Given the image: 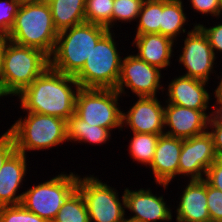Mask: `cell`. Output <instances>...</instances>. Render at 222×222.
<instances>
[{"label": "cell", "mask_w": 222, "mask_h": 222, "mask_svg": "<svg viewBox=\"0 0 222 222\" xmlns=\"http://www.w3.org/2000/svg\"><path fill=\"white\" fill-rule=\"evenodd\" d=\"M123 222H143V221L136 220V219L129 218V217H126V216H125V219H124Z\"/></svg>", "instance_id": "obj_40"}, {"label": "cell", "mask_w": 222, "mask_h": 222, "mask_svg": "<svg viewBox=\"0 0 222 222\" xmlns=\"http://www.w3.org/2000/svg\"><path fill=\"white\" fill-rule=\"evenodd\" d=\"M197 24V22L194 23L191 31L184 39H181L184 44L180 47L182 49L177 60L184 67L185 71L182 75L209 82L210 75L216 72L214 67L217 64L215 63L217 58L214 56L207 37Z\"/></svg>", "instance_id": "obj_11"}, {"label": "cell", "mask_w": 222, "mask_h": 222, "mask_svg": "<svg viewBox=\"0 0 222 222\" xmlns=\"http://www.w3.org/2000/svg\"><path fill=\"white\" fill-rule=\"evenodd\" d=\"M52 222H90L86 203L77 188L64 201Z\"/></svg>", "instance_id": "obj_26"}, {"label": "cell", "mask_w": 222, "mask_h": 222, "mask_svg": "<svg viewBox=\"0 0 222 222\" xmlns=\"http://www.w3.org/2000/svg\"><path fill=\"white\" fill-rule=\"evenodd\" d=\"M145 0H114L112 12V31L120 23H129L137 21L138 14Z\"/></svg>", "instance_id": "obj_28"}, {"label": "cell", "mask_w": 222, "mask_h": 222, "mask_svg": "<svg viewBox=\"0 0 222 222\" xmlns=\"http://www.w3.org/2000/svg\"><path fill=\"white\" fill-rule=\"evenodd\" d=\"M16 150L15 142L8 131L0 135V168L8 157Z\"/></svg>", "instance_id": "obj_35"}, {"label": "cell", "mask_w": 222, "mask_h": 222, "mask_svg": "<svg viewBox=\"0 0 222 222\" xmlns=\"http://www.w3.org/2000/svg\"><path fill=\"white\" fill-rule=\"evenodd\" d=\"M109 30L98 24L83 22L58 33L49 67L53 70L76 76L89 58L97 42Z\"/></svg>", "instance_id": "obj_2"}, {"label": "cell", "mask_w": 222, "mask_h": 222, "mask_svg": "<svg viewBox=\"0 0 222 222\" xmlns=\"http://www.w3.org/2000/svg\"><path fill=\"white\" fill-rule=\"evenodd\" d=\"M122 96L115 89L80 88L75 114L90 125L122 130ZM120 106V107H119Z\"/></svg>", "instance_id": "obj_9"}, {"label": "cell", "mask_w": 222, "mask_h": 222, "mask_svg": "<svg viewBox=\"0 0 222 222\" xmlns=\"http://www.w3.org/2000/svg\"><path fill=\"white\" fill-rule=\"evenodd\" d=\"M208 84L207 81L184 75L173 77L167 88H164L165 96L168 98L163 101L185 108L208 110L212 99V95L206 88Z\"/></svg>", "instance_id": "obj_16"}, {"label": "cell", "mask_w": 222, "mask_h": 222, "mask_svg": "<svg viewBox=\"0 0 222 222\" xmlns=\"http://www.w3.org/2000/svg\"><path fill=\"white\" fill-rule=\"evenodd\" d=\"M9 41L8 35L0 34V75L2 71L4 51Z\"/></svg>", "instance_id": "obj_38"}, {"label": "cell", "mask_w": 222, "mask_h": 222, "mask_svg": "<svg viewBox=\"0 0 222 222\" xmlns=\"http://www.w3.org/2000/svg\"><path fill=\"white\" fill-rule=\"evenodd\" d=\"M128 54L122 58L121 73L115 90L121 96L127 94L126 88L131 90L135 97H157V92L160 94L159 90L163 95L162 70L149 65L135 54Z\"/></svg>", "instance_id": "obj_10"}, {"label": "cell", "mask_w": 222, "mask_h": 222, "mask_svg": "<svg viewBox=\"0 0 222 222\" xmlns=\"http://www.w3.org/2000/svg\"><path fill=\"white\" fill-rule=\"evenodd\" d=\"M215 26L204 25L203 23L197 24L204 35L207 37L208 42L213 50L214 56L217 58L218 53L222 54V22H218ZM217 55V56H216Z\"/></svg>", "instance_id": "obj_33"}, {"label": "cell", "mask_w": 222, "mask_h": 222, "mask_svg": "<svg viewBox=\"0 0 222 222\" xmlns=\"http://www.w3.org/2000/svg\"><path fill=\"white\" fill-rule=\"evenodd\" d=\"M58 33L49 4L34 1L21 3L8 38L17 45L34 47L50 56Z\"/></svg>", "instance_id": "obj_3"}, {"label": "cell", "mask_w": 222, "mask_h": 222, "mask_svg": "<svg viewBox=\"0 0 222 222\" xmlns=\"http://www.w3.org/2000/svg\"><path fill=\"white\" fill-rule=\"evenodd\" d=\"M20 5L17 0H0V34H9Z\"/></svg>", "instance_id": "obj_30"}, {"label": "cell", "mask_w": 222, "mask_h": 222, "mask_svg": "<svg viewBox=\"0 0 222 222\" xmlns=\"http://www.w3.org/2000/svg\"><path fill=\"white\" fill-rule=\"evenodd\" d=\"M67 140L68 142L80 144L103 145L112 139L109 129L90 125L75 113L67 120Z\"/></svg>", "instance_id": "obj_21"}, {"label": "cell", "mask_w": 222, "mask_h": 222, "mask_svg": "<svg viewBox=\"0 0 222 222\" xmlns=\"http://www.w3.org/2000/svg\"><path fill=\"white\" fill-rule=\"evenodd\" d=\"M114 0H85V20L112 30Z\"/></svg>", "instance_id": "obj_27"}, {"label": "cell", "mask_w": 222, "mask_h": 222, "mask_svg": "<svg viewBox=\"0 0 222 222\" xmlns=\"http://www.w3.org/2000/svg\"><path fill=\"white\" fill-rule=\"evenodd\" d=\"M207 207L211 222H222V191L207 183Z\"/></svg>", "instance_id": "obj_31"}, {"label": "cell", "mask_w": 222, "mask_h": 222, "mask_svg": "<svg viewBox=\"0 0 222 222\" xmlns=\"http://www.w3.org/2000/svg\"><path fill=\"white\" fill-rule=\"evenodd\" d=\"M77 182L78 173L61 172L23 191L21 204L30 212L52 222L64 201L77 188Z\"/></svg>", "instance_id": "obj_7"}, {"label": "cell", "mask_w": 222, "mask_h": 222, "mask_svg": "<svg viewBox=\"0 0 222 222\" xmlns=\"http://www.w3.org/2000/svg\"><path fill=\"white\" fill-rule=\"evenodd\" d=\"M217 76V79L219 80L220 78V81L217 82V87L215 88L214 90V98H217L219 99L220 101H222V72H221V75H216ZM219 84V85H218Z\"/></svg>", "instance_id": "obj_39"}, {"label": "cell", "mask_w": 222, "mask_h": 222, "mask_svg": "<svg viewBox=\"0 0 222 222\" xmlns=\"http://www.w3.org/2000/svg\"><path fill=\"white\" fill-rule=\"evenodd\" d=\"M187 182L178 197L180 201H176V222H211L207 207V182L204 179Z\"/></svg>", "instance_id": "obj_19"}, {"label": "cell", "mask_w": 222, "mask_h": 222, "mask_svg": "<svg viewBox=\"0 0 222 222\" xmlns=\"http://www.w3.org/2000/svg\"><path fill=\"white\" fill-rule=\"evenodd\" d=\"M80 88L74 76L48 67L16 97L23 112L55 116L67 121L75 113Z\"/></svg>", "instance_id": "obj_1"}, {"label": "cell", "mask_w": 222, "mask_h": 222, "mask_svg": "<svg viewBox=\"0 0 222 222\" xmlns=\"http://www.w3.org/2000/svg\"><path fill=\"white\" fill-rule=\"evenodd\" d=\"M122 190L125 195V210L131 213L127 217L143 222H170L173 219L171 205H167L163 195L152 193L148 187L135 190L126 187Z\"/></svg>", "instance_id": "obj_14"}, {"label": "cell", "mask_w": 222, "mask_h": 222, "mask_svg": "<svg viewBox=\"0 0 222 222\" xmlns=\"http://www.w3.org/2000/svg\"><path fill=\"white\" fill-rule=\"evenodd\" d=\"M139 98V99H138ZM157 97H137L128 111L122 110V130L132 133L164 134V104Z\"/></svg>", "instance_id": "obj_13"}, {"label": "cell", "mask_w": 222, "mask_h": 222, "mask_svg": "<svg viewBox=\"0 0 222 222\" xmlns=\"http://www.w3.org/2000/svg\"><path fill=\"white\" fill-rule=\"evenodd\" d=\"M83 177V178H82ZM78 175L77 189L86 203L90 222H123L125 219V195L99 177Z\"/></svg>", "instance_id": "obj_8"}, {"label": "cell", "mask_w": 222, "mask_h": 222, "mask_svg": "<svg viewBox=\"0 0 222 222\" xmlns=\"http://www.w3.org/2000/svg\"><path fill=\"white\" fill-rule=\"evenodd\" d=\"M164 104V134L187 139L208 131V110H195L168 102Z\"/></svg>", "instance_id": "obj_15"}, {"label": "cell", "mask_w": 222, "mask_h": 222, "mask_svg": "<svg viewBox=\"0 0 222 222\" xmlns=\"http://www.w3.org/2000/svg\"><path fill=\"white\" fill-rule=\"evenodd\" d=\"M8 128L12 135L16 150L26 156L31 151H48L56 149L67 140V121L55 116L25 112ZM61 144V145H60Z\"/></svg>", "instance_id": "obj_5"}, {"label": "cell", "mask_w": 222, "mask_h": 222, "mask_svg": "<svg viewBox=\"0 0 222 222\" xmlns=\"http://www.w3.org/2000/svg\"><path fill=\"white\" fill-rule=\"evenodd\" d=\"M48 67L49 56L42 50L9 41L4 51L0 75L2 96L16 97Z\"/></svg>", "instance_id": "obj_4"}, {"label": "cell", "mask_w": 222, "mask_h": 222, "mask_svg": "<svg viewBox=\"0 0 222 222\" xmlns=\"http://www.w3.org/2000/svg\"><path fill=\"white\" fill-rule=\"evenodd\" d=\"M208 132L213 138L216 155L222 157V126H208Z\"/></svg>", "instance_id": "obj_37"}, {"label": "cell", "mask_w": 222, "mask_h": 222, "mask_svg": "<svg viewBox=\"0 0 222 222\" xmlns=\"http://www.w3.org/2000/svg\"><path fill=\"white\" fill-rule=\"evenodd\" d=\"M176 42L171 38L159 33L135 35L132 46L136 47L137 55L149 65L155 66L160 70H168L171 67V57L174 56L173 48ZM166 68V69H165Z\"/></svg>", "instance_id": "obj_20"}, {"label": "cell", "mask_w": 222, "mask_h": 222, "mask_svg": "<svg viewBox=\"0 0 222 222\" xmlns=\"http://www.w3.org/2000/svg\"><path fill=\"white\" fill-rule=\"evenodd\" d=\"M20 3H24V2H34V1H41V0H17Z\"/></svg>", "instance_id": "obj_41"}, {"label": "cell", "mask_w": 222, "mask_h": 222, "mask_svg": "<svg viewBox=\"0 0 222 222\" xmlns=\"http://www.w3.org/2000/svg\"><path fill=\"white\" fill-rule=\"evenodd\" d=\"M163 134H150V133H132L129 141L128 149L132 162L143 164L146 168L150 166L155 153L157 141Z\"/></svg>", "instance_id": "obj_24"}, {"label": "cell", "mask_w": 222, "mask_h": 222, "mask_svg": "<svg viewBox=\"0 0 222 222\" xmlns=\"http://www.w3.org/2000/svg\"><path fill=\"white\" fill-rule=\"evenodd\" d=\"M1 98L3 99L4 97L2 96L1 92H0V101H1Z\"/></svg>", "instance_id": "obj_43"}, {"label": "cell", "mask_w": 222, "mask_h": 222, "mask_svg": "<svg viewBox=\"0 0 222 222\" xmlns=\"http://www.w3.org/2000/svg\"><path fill=\"white\" fill-rule=\"evenodd\" d=\"M217 158L213 138L208 131L191 138L182 139L178 177L184 178L186 176L189 180H202L205 178L207 169Z\"/></svg>", "instance_id": "obj_12"}, {"label": "cell", "mask_w": 222, "mask_h": 222, "mask_svg": "<svg viewBox=\"0 0 222 222\" xmlns=\"http://www.w3.org/2000/svg\"><path fill=\"white\" fill-rule=\"evenodd\" d=\"M0 222H48L22 204L0 207Z\"/></svg>", "instance_id": "obj_29"}, {"label": "cell", "mask_w": 222, "mask_h": 222, "mask_svg": "<svg viewBox=\"0 0 222 222\" xmlns=\"http://www.w3.org/2000/svg\"><path fill=\"white\" fill-rule=\"evenodd\" d=\"M162 10L163 0H145L138 14L135 35L160 34Z\"/></svg>", "instance_id": "obj_25"}, {"label": "cell", "mask_w": 222, "mask_h": 222, "mask_svg": "<svg viewBox=\"0 0 222 222\" xmlns=\"http://www.w3.org/2000/svg\"><path fill=\"white\" fill-rule=\"evenodd\" d=\"M114 31L109 30L97 42L83 68L75 76L81 88L116 89L121 73L122 52L117 48L119 43L116 42Z\"/></svg>", "instance_id": "obj_6"}, {"label": "cell", "mask_w": 222, "mask_h": 222, "mask_svg": "<svg viewBox=\"0 0 222 222\" xmlns=\"http://www.w3.org/2000/svg\"><path fill=\"white\" fill-rule=\"evenodd\" d=\"M191 4V8L196 11V13H201L203 16H212L216 17L218 20L222 17V4L220 0H187Z\"/></svg>", "instance_id": "obj_32"}, {"label": "cell", "mask_w": 222, "mask_h": 222, "mask_svg": "<svg viewBox=\"0 0 222 222\" xmlns=\"http://www.w3.org/2000/svg\"><path fill=\"white\" fill-rule=\"evenodd\" d=\"M42 2H45V3H49L51 2L52 0H41Z\"/></svg>", "instance_id": "obj_42"}, {"label": "cell", "mask_w": 222, "mask_h": 222, "mask_svg": "<svg viewBox=\"0 0 222 222\" xmlns=\"http://www.w3.org/2000/svg\"><path fill=\"white\" fill-rule=\"evenodd\" d=\"M183 2V0H163L160 34L171 38L175 42H177V39L179 41L177 37L191 31L184 28V26L189 25V18L184 12L186 8H184Z\"/></svg>", "instance_id": "obj_22"}, {"label": "cell", "mask_w": 222, "mask_h": 222, "mask_svg": "<svg viewBox=\"0 0 222 222\" xmlns=\"http://www.w3.org/2000/svg\"><path fill=\"white\" fill-rule=\"evenodd\" d=\"M27 158L15 150L0 168V207L21 204L23 192H18L28 174Z\"/></svg>", "instance_id": "obj_18"}, {"label": "cell", "mask_w": 222, "mask_h": 222, "mask_svg": "<svg viewBox=\"0 0 222 222\" xmlns=\"http://www.w3.org/2000/svg\"><path fill=\"white\" fill-rule=\"evenodd\" d=\"M204 180L212 187L222 191V157L207 169Z\"/></svg>", "instance_id": "obj_34"}, {"label": "cell", "mask_w": 222, "mask_h": 222, "mask_svg": "<svg viewBox=\"0 0 222 222\" xmlns=\"http://www.w3.org/2000/svg\"><path fill=\"white\" fill-rule=\"evenodd\" d=\"M182 150V139L160 135L154 153V158L149 166L157 186L168 189L174 177H178L179 157Z\"/></svg>", "instance_id": "obj_17"}, {"label": "cell", "mask_w": 222, "mask_h": 222, "mask_svg": "<svg viewBox=\"0 0 222 222\" xmlns=\"http://www.w3.org/2000/svg\"><path fill=\"white\" fill-rule=\"evenodd\" d=\"M48 4L58 32L86 22L85 0H52Z\"/></svg>", "instance_id": "obj_23"}, {"label": "cell", "mask_w": 222, "mask_h": 222, "mask_svg": "<svg viewBox=\"0 0 222 222\" xmlns=\"http://www.w3.org/2000/svg\"><path fill=\"white\" fill-rule=\"evenodd\" d=\"M209 113L208 126H222V101L216 98Z\"/></svg>", "instance_id": "obj_36"}]
</instances>
